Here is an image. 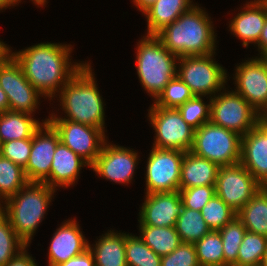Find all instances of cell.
<instances>
[{"label": "cell", "instance_id": "obj_1", "mask_svg": "<svg viewBox=\"0 0 267 266\" xmlns=\"http://www.w3.org/2000/svg\"><path fill=\"white\" fill-rule=\"evenodd\" d=\"M70 46L45 42L13 53L8 48V52L20 64L26 79L43 96L52 99L84 64H73L71 59L69 62Z\"/></svg>", "mask_w": 267, "mask_h": 266}, {"label": "cell", "instance_id": "obj_2", "mask_svg": "<svg viewBox=\"0 0 267 266\" xmlns=\"http://www.w3.org/2000/svg\"><path fill=\"white\" fill-rule=\"evenodd\" d=\"M212 23L207 12L194 5L156 36L165 48L178 57L213 54L216 33Z\"/></svg>", "mask_w": 267, "mask_h": 266}, {"label": "cell", "instance_id": "obj_3", "mask_svg": "<svg viewBox=\"0 0 267 266\" xmlns=\"http://www.w3.org/2000/svg\"><path fill=\"white\" fill-rule=\"evenodd\" d=\"M90 64L85 62L59 91L60 106L66 117L53 113L48 120H69L105 131L104 104Z\"/></svg>", "mask_w": 267, "mask_h": 266}, {"label": "cell", "instance_id": "obj_4", "mask_svg": "<svg viewBox=\"0 0 267 266\" xmlns=\"http://www.w3.org/2000/svg\"><path fill=\"white\" fill-rule=\"evenodd\" d=\"M55 189L44 182H28L0 206L15 233L27 244L47 211Z\"/></svg>", "mask_w": 267, "mask_h": 266}, {"label": "cell", "instance_id": "obj_5", "mask_svg": "<svg viewBox=\"0 0 267 266\" xmlns=\"http://www.w3.org/2000/svg\"><path fill=\"white\" fill-rule=\"evenodd\" d=\"M136 70L139 80L155 100L165 86L177 75L178 56L164 47L156 35H146L139 42Z\"/></svg>", "mask_w": 267, "mask_h": 266}, {"label": "cell", "instance_id": "obj_6", "mask_svg": "<svg viewBox=\"0 0 267 266\" xmlns=\"http://www.w3.org/2000/svg\"><path fill=\"white\" fill-rule=\"evenodd\" d=\"M241 137L236 132L208 122L195 130L191 152L219 167L235 165L241 159Z\"/></svg>", "mask_w": 267, "mask_h": 266}, {"label": "cell", "instance_id": "obj_7", "mask_svg": "<svg viewBox=\"0 0 267 266\" xmlns=\"http://www.w3.org/2000/svg\"><path fill=\"white\" fill-rule=\"evenodd\" d=\"M214 54L182 56L177 60V75L194 96L209 95L211 98L225 88L228 74L224 67L213 61Z\"/></svg>", "mask_w": 267, "mask_h": 266}, {"label": "cell", "instance_id": "obj_8", "mask_svg": "<svg viewBox=\"0 0 267 266\" xmlns=\"http://www.w3.org/2000/svg\"><path fill=\"white\" fill-rule=\"evenodd\" d=\"M210 122L244 136L257 126L259 113L234 90L218 93L210 99Z\"/></svg>", "mask_w": 267, "mask_h": 266}, {"label": "cell", "instance_id": "obj_9", "mask_svg": "<svg viewBox=\"0 0 267 266\" xmlns=\"http://www.w3.org/2000/svg\"><path fill=\"white\" fill-rule=\"evenodd\" d=\"M148 115L156 132L153 147L191 151L195 129L185 122L178 109L152 105Z\"/></svg>", "mask_w": 267, "mask_h": 266}, {"label": "cell", "instance_id": "obj_10", "mask_svg": "<svg viewBox=\"0 0 267 266\" xmlns=\"http://www.w3.org/2000/svg\"><path fill=\"white\" fill-rule=\"evenodd\" d=\"M0 86L9 102V111L32 115L43 96L25 77L20 64L7 52L0 59Z\"/></svg>", "mask_w": 267, "mask_h": 266}, {"label": "cell", "instance_id": "obj_11", "mask_svg": "<svg viewBox=\"0 0 267 266\" xmlns=\"http://www.w3.org/2000/svg\"><path fill=\"white\" fill-rule=\"evenodd\" d=\"M183 151L153 147L146 166V193L179 191Z\"/></svg>", "mask_w": 267, "mask_h": 266}, {"label": "cell", "instance_id": "obj_12", "mask_svg": "<svg viewBox=\"0 0 267 266\" xmlns=\"http://www.w3.org/2000/svg\"><path fill=\"white\" fill-rule=\"evenodd\" d=\"M261 187L241 163L219 167L215 185L216 195L236 213Z\"/></svg>", "mask_w": 267, "mask_h": 266}, {"label": "cell", "instance_id": "obj_13", "mask_svg": "<svg viewBox=\"0 0 267 266\" xmlns=\"http://www.w3.org/2000/svg\"><path fill=\"white\" fill-rule=\"evenodd\" d=\"M58 132L60 141L90 166L94 163L105 141L106 135L96 127L69 120H48Z\"/></svg>", "mask_w": 267, "mask_h": 266}, {"label": "cell", "instance_id": "obj_14", "mask_svg": "<svg viewBox=\"0 0 267 266\" xmlns=\"http://www.w3.org/2000/svg\"><path fill=\"white\" fill-rule=\"evenodd\" d=\"M59 142V134L48 122V118L43 120L42 125L32 135L30 157L24 168L29 182H44L50 187L51 163Z\"/></svg>", "mask_w": 267, "mask_h": 266}, {"label": "cell", "instance_id": "obj_15", "mask_svg": "<svg viewBox=\"0 0 267 266\" xmlns=\"http://www.w3.org/2000/svg\"><path fill=\"white\" fill-rule=\"evenodd\" d=\"M234 76V92L262 114L267 108V63L261 57H252L236 67Z\"/></svg>", "mask_w": 267, "mask_h": 266}, {"label": "cell", "instance_id": "obj_16", "mask_svg": "<svg viewBox=\"0 0 267 266\" xmlns=\"http://www.w3.org/2000/svg\"><path fill=\"white\" fill-rule=\"evenodd\" d=\"M138 154L133 149L105 143L100 154L90 166L100 177L115 183H131L138 165Z\"/></svg>", "mask_w": 267, "mask_h": 266}, {"label": "cell", "instance_id": "obj_17", "mask_svg": "<svg viewBox=\"0 0 267 266\" xmlns=\"http://www.w3.org/2000/svg\"><path fill=\"white\" fill-rule=\"evenodd\" d=\"M139 212V224L174 227L182 213L183 202L179 191L146 194Z\"/></svg>", "mask_w": 267, "mask_h": 266}, {"label": "cell", "instance_id": "obj_18", "mask_svg": "<svg viewBox=\"0 0 267 266\" xmlns=\"http://www.w3.org/2000/svg\"><path fill=\"white\" fill-rule=\"evenodd\" d=\"M79 227L75 219H70L56 229L48 249V266L59 265L88 249L89 242Z\"/></svg>", "mask_w": 267, "mask_h": 266}, {"label": "cell", "instance_id": "obj_19", "mask_svg": "<svg viewBox=\"0 0 267 266\" xmlns=\"http://www.w3.org/2000/svg\"><path fill=\"white\" fill-rule=\"evenodd\" d=\"M240 163L267 187V135L258 126L241 137Z\"/></svg>", "mask_w": 267, "mask_h": 266}, {"label": "cell", "instance_id": "obj_20", "mask_svg": "<svg viewBox=\"0 0 267 266\" xmlns=\"http://www.w3.org/2000/svg\"><path fill=\"white\" fill-rule=\"evenodd\" d=\"M245 5L230 21L229 28L232 35L240 38L242 45L247 47L249 43H258L267 20V10L260 0H252Z\"/></svg>", "mask_w": 267, "mask_h": 266}, {"label": "cell", "instance_id": "obj_21", "mask_svg": "<svg viewBox=\"0 0 267 266\" xmlns=\"http://www.w3.org/2000/svg\"><path fill=\"white\" fill-rule=\"evenodd\" d=\"M90 165L64 145L61 141L57 144L50 169V187H69L78 179L80 169Z\"/></svg>", "mask_w": 267, "mask_h": 266}, {"label": "cell", "instance_id": "obj_22", "mask_svg": "<svg viewBox=\"0 0 267 266\" xmlns=\"http://www.w3.org/2000/svg\"><path fill=\"white\" fill-rule=\"evenodd\" d=\"M219 166L208 159L185 152L181 164L179 190L195 186L216 185Z\"/></svg>", "mask_w": 267, "mask_h": 266}, {"label": "cell", "instance_id": "obj_23", "mask_svg": "<svg viewBox=\"0 0 267 266\" xmlns=\"http://www.w3.org/2000/svg\"><path fill=\"white\" fill-rule=\"evenodd\" d=\"M191 0H157L143 14L147 19V35H156L176 21L195 4Z\"/></svg>", "mask_w": 267, "mask_h": 266}, {"label": "cell", "instance_id": "obj_24", "mask_svg": "<svg viewBox=\"0 0 267 266\" xmlns=\"http://www.w3.org/2000/svg\"><path fill=\"white\" fill-rule=\"evenodd\" d=\"M92 248L95 266H127L125 251V233L108 231L102 235Z\"/></svg>", "mask_w": 267, "mask_h": 266}, {"label": "cell", "instance_id": "obj_25", "mask_svg": "<svg viewBox=\"0 0 267 266\" xmlns=\"http://www.w3.org/2000/svg\"><path fill=\"white\" fill-rule=\"evenodd\" d=\"M33 115L6 111L0 114V142L31 138L42 125ZM39 121V122H38Z\"/></svg>", "mask_w": 267, "mask_h": 266}, {"label": "cell", "instance_id": "obj_26", "mask_svg": "<svg viewBox=\"0 0 267 266\" xmlns=\"http://www.w3.org/2000/svg\"><path fill=\"white\" fill-rule=\"evenodd\" d=\"M246 231L267 237V187H261L236 214Z\"/></svg>", "mask_w": 267, "mask_h": 266}, {"label": "cell", "instance_id": "obj_27", "mask_svg": "<svg viewBox=\"0 0 267 266\" xmlns=\"http://www.w3.org/2000/svg\"><path fill=\"white\" fill-rule=\"evenodd\" d=\"M139 230L142 241L160 256L170 254L182 243L175 226L139 225Z\"/></svg>", "mask_w": 267, "mask_h": 266}, {"label": "cell", "instance_id": "obj_28", "mask_svg": "<svg viewBox=\"0 0 267 266\" xmlns=\"http://www.w3.org/2000/svg\"><path fill=\"white\" fill-rule=\"evenodd\" d=\"M175 228L182 243L193 244L211 231L201 211L185 207H183L182 213L177 218Z\"/></svg>", "mask_w": 267, "mask_h": 266}, {"label": "cell", "instance_id": "obj_29", "mask_svg": "<svg viewBox=\"0 0 267 266\" xmlns=\"http://www.w3.org/2000/svg\"><path fill=\"white\" fill-rule=\"evenodd\" d=\"M28 182L24 168L0 155V206Z\"/></svg>", "mask_w": 267, "mask_h": 266}, {"label": "cell", "instance_id": "obj_30", "mask_svg": "<svg viewBox=\"0 0 267 266\" xmlns=\"http://www.w3.org/2000/svg\"><path fill=\"white\" fill-rule=\"evenodd\" d=\"M267 250V237L246 231L233 266H261Z\"/></svg>", "mask_w": 267, "mask_h": 266}, {"label": "cell", "instance_id": "obj_31", "mask_svg": "<svg viewBox=\"0 0 267 266\" xmlns=\"http://www.w3.org/2000/svg\"><path fill=\"white\" fill-rule=\"evenodd\" d=\"M200 266H224L222 238L219 231L211 230L194 243Z\"/></svg>", "mask_w": 267, "mask_h": 266}, {"label": "cell", "instance_id": "obj_32", "mask_svg": "<svg viewBox=\"0 0 267 266\" xmlns=\"http://www.w3.org/2000/svg\"><path fill=\"white\" fill-rule=\"evenodd\" d=\"M127 266H161L162 256L157 255L140 237L125 233Z\"/></svg>", "mask_w": 267, "mask_h": 266}, {"label": "cell", "instance_id": "obj_33", "mask_svg": "<svg viewBox=\"0 0 267 266\" xmlns=\"http://www.w3.org/2000/svg\"><path fill=\"white\" fill-rule=\"evenodd\" d=\"M27 246L11 227L8 217L0 210V266H4Z\"/></svg>", "mask_w": 267, "mask_h": 266}, {"label": "cell", "instance_id": "obj_34", "mask_svg": "<svg viewBox=\"0 0 267 266\" xmlns=\"http://www.w3.org/2000/svg\"><path fill=\"white\" fill-rule=\"evenodd\" d=\"M245 232V226L237 217L219 230L223 244L224 266H233L237 262L238 250Z\"/></svg>", "mask_w": 267, "mask_h": 266}, {"label": "cell", "instance_id": "obj_35", "mask_svg": "<svg viewBox=\"0 0 267 266\" xmlns=\"http://www.w3.org/2000/svg\"><path fill=\"white\" fill-rule=\"evenodd\" d=\"M201 214L210 230L219 231L230 223L237 213L215 194L202 208Z\"/></svg>", "mask_w": 267, "mask_h": 266}, {"label": "cell", "instance_id": "obj_36", "mask_svg": "<svg viewBox=\"0 0 267 266\" xmlns=\"http://www.w3.org/2000/svg\"><path fill=\"white\" fill-rule=\"evenodd\" d=\"M194 95L190 88L176 75L165 86L163 92L154 100V106L164 108H178Z\"/></svg>", "mask_w": 267, "mask_h": 266}, {"label": "cell", "instance_id": "obj_37", "mask_svg": "<svg viewBox=\"0 0 267 266\" xmlns=\"http://www.w3.org/2000/svg\"><path fill=\"white\" fill-rule=\"evenodd\" d=\"M203 101L202 96H193L177 108L185 122L195 130L210 122L211 104Z\"/></svg>", "mask_w": 267, "mask_h": 266}, {"label": "cell", "instance_id": "obj_38", "mask_svg": "<svg viewBox=\"0 0 267 266\" xmlns=\"http://www.w3.org/2000/svg\"><path fill=\"white\" fill-rule=\"evenodd\" d=\"M32 137L1 143L0 155L25 168L30 157Z\"/></svg>", "mask_w": 267, "mask_h": 266}, {"label": "cell", "instance_id": "obj_39", "mask_svg": "<svg viewBox=\"0 0 267 266\" xmlns=\"http://www.w3.org/2000/svg\"><path fill=\"white\" fill-rule=\"evenodd\" d=\"M179 193L185 208L201 211L216 191L215 185H206L181 189Z\"/></svg>", "mask_w": 267, "mask_h": 266}, {"label": "cell", "instance_id": "obj_40", "mask_svg": "<svg viewBox=\"0 0 267 266\" xmlns=\"http://www.w3.org/2000/svg\"><path fill=\"white\" fill-rule=\"evenodd\" d=\"M161 266H200L193 243H181L173 252L161 258Z\"/></svg>", "mask_w": 267, "mask_h": 266}, {"label": "cell", "instance_id": "obj_41", "mask_svg": "<svg viewBox=\"0 0 267 266\" xmlns=\"http://www.w3.org/2000/svg\"><path fill=\"white\" fill-rule=\"evenodd\" d=\"M56 266H95V261L92 252L88 248L83 253Z\"/></svg>", "mask_w": 267, "mask_h": 266}, {"label": "cell", "instance_id": "obj_42", "mask_svg": "<svg viewBox=\"0 0 267 266\" xmlns=\"http://www.w3.org/2000/svg\"><path fill=\"white\" fill-rule=\"evenodd\" d=\"M27 252L28 251L25 248L4 266H37L35 260Z\"/></svg>", "mask_w": 267, "mask_h": 266}, {"label": "cell", "instance_id": "obj_43", "mask_svg": "<svg viewBox=\"0 0 267 266\" xmlns=\"http://www.w3.org/2000/svg\"><path fill=\"white\" fill-rule=\"evenodd\" d=\"M258 51L260 52V57L267 51V20L262 29L261 36L257 43Z\"/></svg>", "mask_w": 267, "mask_h": 266}, {"label": "cell", "instance_id": "obj_44", "mask_svg": "<svg viewBox=\"0 0 267 266\" xmlns=\"http://www.w3.org/2000/svg\"><path fill=\"white\" fill-rule=\"evenodd\" d=\"M157 0H133L134 5L142 12V14Z\"/></svg>", "mask_w": 267, "mask_h": 266}, {"label": "cell", "instance_id": "obj_45", "mask_svg": "<svg viewBox=\"0 0 267 266\" xmlns=\"http://www.w3.org/2000/svg\"><path fill=\"white\" fill-rule=\"evenodd\" d=\"M9 111V102L5 91L0 86V114Z\"/></svg>", "mask_w": 267, "mask_h": 266}, {"label": "cell", "instance_id": "obj_46", "mask_svg": "<svg viewBox=\"0 0 267 266\" xmlns=\"http://www.w3.org/2000/svg\"><path fill=\"white\" fill-rule=\"evenodd\" d=\"M257 126L267 135V116L259 114Z\"/></svg>", "mask_w": 267, "mask_h": 266}, {"label": "cell", "instance_id": "obj_47", "mask_svg": "<svg viewBox=\"0 0 267 266\" xmlns=\"http://www.w3.org/2000/svg\"><path fill=\"white\" fill-rule=\"evenodd\" d=\"M16 5L15 0H0V10Z\"/></svg>", "mask_w": 267, "mask_h": 266}, {"label": "cell", "instance_id": "obj_48", "mask_svg": "<svg viewBox=\"0 0 267 266\" xmlns=\"http://www.w3.org/2000/svg\"><path fill=\"white\" fill-rule=\"evenodd\" d=\"M9 46L0 40V59L8 52Z\"/></svg>", "mask_w": 267, "mask_h": 266}, {"label": "cell", "instance_id": "obj_49", "mask_svg": "<svg viewBox=\"0 0 267 266\" xmlns=\"http://www.w3.org/2000/svg\"><path fill=\"white\" fill-rule=\"evenodd\" d=\"M34 2L35 5H40V6H44L45 3L47 2V0H32ZM21 2V0H15V3L19 4Z\"/></svg>", "mask_w": 267, "mask_h": 266}, {"label": "cell", "instance_id": "obj_50", "mask_svg": "<svg viewBox=\"0 0 267 266\" xmlns=\"http://www.w3.org/2000/svg\"><path fill=\"white\" fill-rule=\"evenodd\" d=\"M261 266H267V250H266V253L264 255L263 261L261 263Z\"/></svg>", "mask_w": 267, "mask_h": 266}, {"label": "cell", "instance_id": "obj_51", "mask_svg": "<svg viewBox=\"0 0 267 266\" xmlns=\"http://www.w3.org/2000/svg\"><path fill=\"white\" fill-rule=\"evenodd\" d=\"M261 58L267 63V51L261 56Z\"/></svg>", "mask_w": 267, "mask_h": 266}, {"label": "cell", "instance_id": "obj_52", "mask_svg": "<svg viewBox=\"0 0 267 266\" xmlns=\"http://www.w3.org/2000/svg\"><path fill=\"white\" fill-rule=\"evenodd\" d=\"M260 1L263 3V5L265 6V8L267 10V0H260Z\"/></svg>", "mask_w": 267, "mask_h": 266}, {"label": "cell", "instance_id": "obj_53", "mask_svg": "<svg viewBox=\"0 0 267 266\" xmlns=\"http://www.w3.org/2000/svg\"><path fill=\"white\" fill-rule=\"evenodd\" d=\"M262 115L267 116V108H266V110L262 113Z\"/></svg>", "mask_w": 267, "mask_h": 266}]
</instances>
